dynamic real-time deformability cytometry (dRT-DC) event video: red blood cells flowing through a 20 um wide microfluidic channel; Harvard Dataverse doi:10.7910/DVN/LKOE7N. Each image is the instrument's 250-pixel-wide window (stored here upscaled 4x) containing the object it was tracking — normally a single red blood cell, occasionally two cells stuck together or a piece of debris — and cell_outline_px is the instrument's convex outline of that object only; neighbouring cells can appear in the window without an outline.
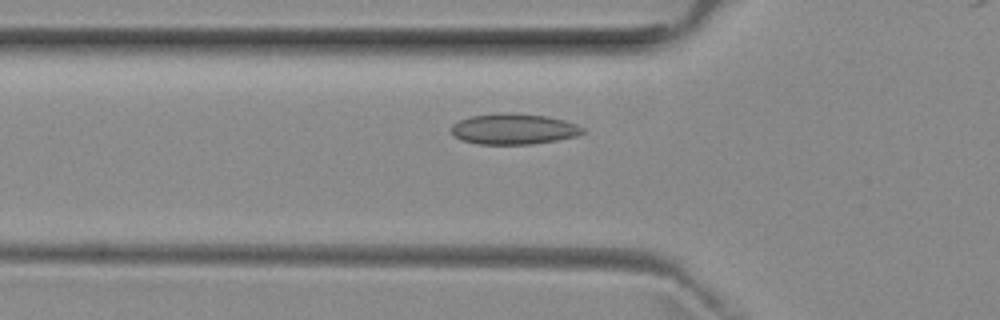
{"species": "common noctule bat (a hibernating species)", "species_latin": "Nyctalus noctula", "temperature_condition": "room temperature", "stored_images_in_passage": 34, "camera_frame_rate_fps": 3000, "um_per_image_px": 0.085, "animal": {"sex": "female", "body_mass_g": 29.2, "forearm_length_mm": 56.3}, "frame": {"image": 1, "passage_image": 3, "time_ms": 0.667, "image_size_px": [1000, 320], "cell_outline_px": [[584, 132], [576, 136], [556, 140], [532, 144], [480, 144], [460, 140], [452, 132], [452, 124], [460, 120], [472, 116], [504, 112], [512, 112], [548, 116], [564, 120], [576, 124], [584, 128]], "centroid_in_image_um": [43.68, 10.96], "position_along_channel_um": 82.1, "area_um2": 23.52}}
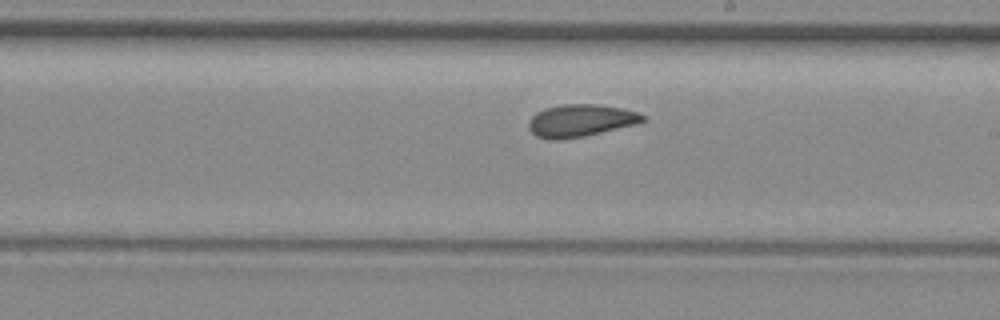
{"frame": {"image": 2, "passage_image": 15, "time_ms": 4.667, "image_size_px": [1000, 320], "cell_outline_px": [[648, 120], [640, 124], [584, 136], [560, 140], [548, 140], [536, 136], [528, 128], [528, 120], [536, 112], [544, 108], [560, 104], [600, 104], [640, 112]], "centroid_in_image_um": [49.37, 10.25], "position_along_channel_um": 239.6, "area_um2": 22.02}}
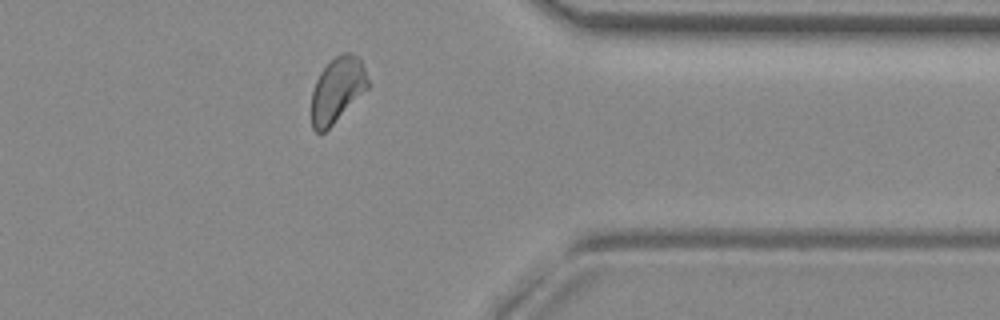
{"frame": {"image": 3, "passage_image": 27, "time_ms": 8.667, "image_size_px": [1000, 320], "cell_outline_px": [[368, 88], [324, 132], [316, 132], [312, 128], [312, 92], [316, 80], [320, 72], [336, 56], [344, 52], [352, 52], [360, 60], [364, 68], [368, 80]], "centroid_in_image_um": [28.66, 7.62], "position_along_channel_um": 382.7, "area_um2": 20.92}, "authors_computed_cell_mechanics": {"area_um2": 21.5594, "velocity_mm_per_s": 3.9357, "shape_relaxation_time_tau1_ms": null, "shape_relaxation_time_tau2_ms": 2.2995, "deformation_change_tau1": null, "deformation_change_tau2": 0.0715}}